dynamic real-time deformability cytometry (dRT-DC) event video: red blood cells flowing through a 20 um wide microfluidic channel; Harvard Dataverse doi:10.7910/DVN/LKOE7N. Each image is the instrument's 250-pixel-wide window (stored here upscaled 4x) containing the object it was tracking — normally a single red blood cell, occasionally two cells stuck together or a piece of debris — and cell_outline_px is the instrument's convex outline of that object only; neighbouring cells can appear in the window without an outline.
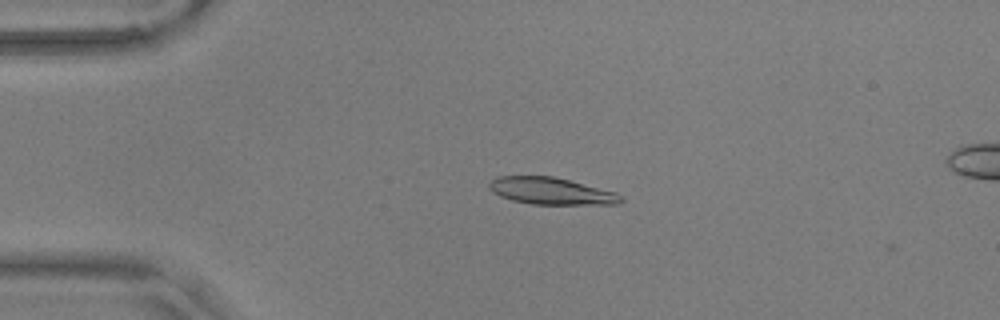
{"species": "common noctule bat (a hibernating species)", "species_latin": "Nyctalus noctula", "temperature_condition": "warm", "stored_images_in_passage": 2, "camera_frame_rate_fps": 3000, "um_per_image_px": 0.085, "animal": {"sex": "male", "body_mass_g": 17.9, "forearm_length_mm": 54.2}, "frame": {"image": 1, "passage_image": 1, "time_ms": 0.0, "image_size_px": [1000, 320], "cell_outline_px": [[624, 200], [620, 204], [532, 204], [512, 200], [500, 196], [492, 192], [488, 188], [488, 184], [496, 176], [552, 176], [616, 192], [624, 196]], "centroid_in_image_um": [46.85, 16.24], "position_along_channel_um": 38.1, "area_um2": 20.69}}